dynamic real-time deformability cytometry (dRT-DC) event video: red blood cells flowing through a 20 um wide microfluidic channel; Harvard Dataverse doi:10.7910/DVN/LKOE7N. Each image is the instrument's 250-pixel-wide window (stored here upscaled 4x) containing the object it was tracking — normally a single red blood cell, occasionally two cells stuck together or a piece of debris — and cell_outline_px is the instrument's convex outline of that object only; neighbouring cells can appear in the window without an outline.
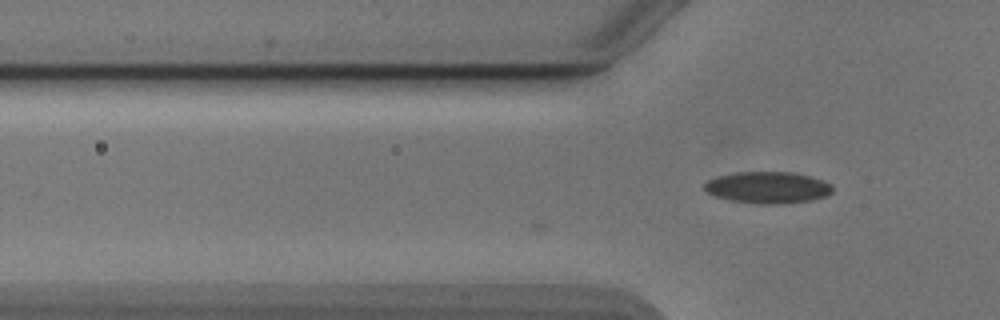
{"species": "Egyptian fruit bat (a non-hibernating species)", "species_latin": "Rousettus aegyptiacus", "temperature_condition": "cold", "stored_images_in_passage": 3, "camera_frame_rate_fps": 3000, "um_per_image_px": 0.085, "animal": {"sex": "male"}, "frame": {"image": 1, "passage_image": 3, "time_ms": 0.667, "image_size_px": [1000, 320], "cell_outline_px": [[832, 192], [824, 196], [812, 200], [784, 204], [756, 204], [732, 200], [716, 196], [708, 192], [704, 188], [704, 184], [708, 180], [716, 176], [736, 172], [796, 172], [812, 176], [824, 180], [832, 184]], "centroid_in_image_um": [65.29, 15.93], "position_along_channel_um": 60.5, "area_um2": 23.81}}